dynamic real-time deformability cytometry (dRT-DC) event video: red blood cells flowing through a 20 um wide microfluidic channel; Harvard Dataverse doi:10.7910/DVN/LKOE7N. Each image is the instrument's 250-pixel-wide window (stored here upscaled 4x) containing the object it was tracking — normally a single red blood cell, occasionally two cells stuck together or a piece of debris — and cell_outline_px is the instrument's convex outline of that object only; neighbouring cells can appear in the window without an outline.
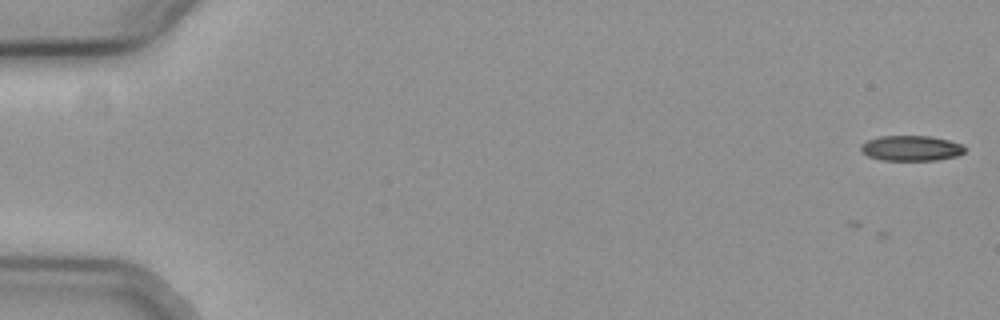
{"species": "common noctule bat (a hibernating species)", "species_latin": "Nyctalus noctula", "temperature_condition": "cold", "stored_images_in_passage": 2, "camera_frame_rate_fps": 3000, "um_per_image_px": 0.085, "animal": {"sex": "female", "body_mass_g": 19.3, "forearm_length_mm": 54.1}, "frame": {"image": 1, "passage_image": 2, "time_ms": 0.333, "image_size_px": [1000, 320], "cell_outline_px": [[964, 152], [956, 156], [936, 160], [880, 160], [868, 156], [860, 152], [860, 144], [868, 140], [880, 136], [932, 136], [964, 144]], "centroid_in_image_um": [77.42, 12.59], "position_along_channel_um": 7.6, "area_um2": 15.43}}